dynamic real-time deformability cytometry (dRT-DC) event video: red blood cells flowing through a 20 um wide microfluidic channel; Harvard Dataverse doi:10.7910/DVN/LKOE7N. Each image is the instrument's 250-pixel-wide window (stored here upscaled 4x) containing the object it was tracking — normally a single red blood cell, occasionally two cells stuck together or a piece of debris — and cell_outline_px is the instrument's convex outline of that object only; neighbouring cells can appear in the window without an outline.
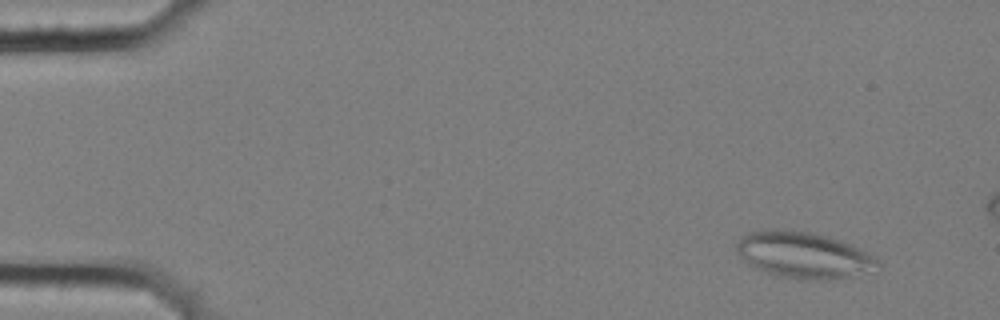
{"species": "common noctule bat (a hibernating species)", "species_latin": "Nyctalus noctula", "temperature_condition": "cold", "stored_images_in_passage": 5, "camera_frame_rate_fps": 3000, "um_per_image_px": 0.085, "animal": {"sex": "female", "body_mass_g": 25.1}, "frame": {"image": 1, "passage_image": 1, "time_ms": 0.0, "image_size_px": [1000, 320], "cell_outline_px": [[880, 272], [828, 280], [804, 280], [776, 276], [752, 268], [736, 252], [736, 244], [740, 236], [748, 232], [768, 228], [776, 228], [808, 232], [828, 236], [860, 248], [872, 256], [880, 264]], "centroid_in_image_um": [68.3, 21.7], "position_along_channel_um": 16.7, "area_um2": 39.02}}